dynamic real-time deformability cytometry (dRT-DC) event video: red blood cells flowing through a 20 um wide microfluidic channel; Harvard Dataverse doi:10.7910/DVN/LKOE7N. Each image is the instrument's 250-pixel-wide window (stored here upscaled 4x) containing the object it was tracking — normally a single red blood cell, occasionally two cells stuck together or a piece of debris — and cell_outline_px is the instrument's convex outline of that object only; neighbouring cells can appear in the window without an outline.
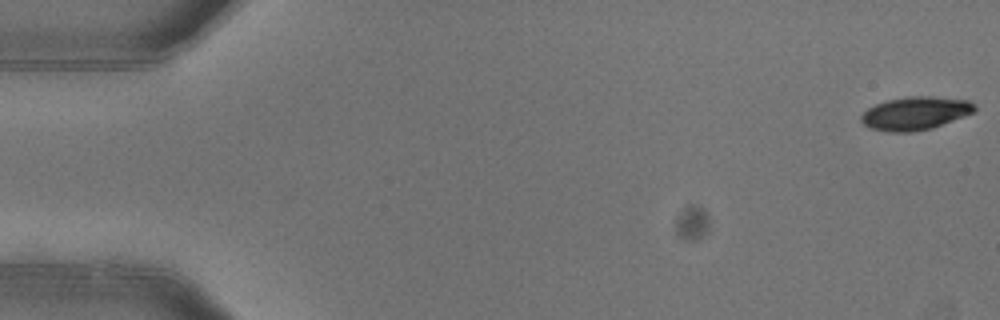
{"species": "common noctule bat (a hibernating species)", "species_latin": "Nyctalus noctula", "temperature_condition": "warm", "stored_images_in_passage": 4, "camera_frame_rate_fps": 3000, "um_per_image_px": 0.085, "animal": {"sex": "female"}, "frame": {"image": 1, "passage_image": 1, "time_ms": 0.0, "image_size_px": [1000, 320], "cell_outline_px": [[976, 108], [972, 112], [932, 128], [912, 132], [888, 132], [872, 128], [864, 124], [860, 120], [860, 116], [868, 108], [876, 104], [888, 100], [908, 96], [932, 96], [968, 100]], "centroid_in_image_um": [77.75, 9.63], "position_along_channel_um": 7.2, "area_um2": 21.62}}
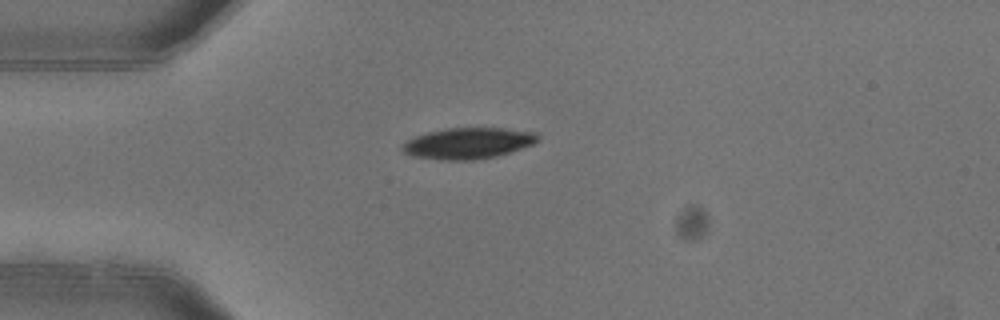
{"frame": {"image": 2, "passage_image": 4, "time_ms": 1.0, "image_size_px": [1000, 320], "cell_outline_px": [[540, 140], [532, 144], [496, 156], [472, 160], [444, 160], [412, 156], [404, 152], [400, 148], [400, 144], [416, 136], [428, 132], [448, 128], [500, 128], [536, 132], [540, 136]], "centroid_in_image_um": [39.77, 12.17], "position_along_channel_um": 45.2, "area_um2": 24.39}}